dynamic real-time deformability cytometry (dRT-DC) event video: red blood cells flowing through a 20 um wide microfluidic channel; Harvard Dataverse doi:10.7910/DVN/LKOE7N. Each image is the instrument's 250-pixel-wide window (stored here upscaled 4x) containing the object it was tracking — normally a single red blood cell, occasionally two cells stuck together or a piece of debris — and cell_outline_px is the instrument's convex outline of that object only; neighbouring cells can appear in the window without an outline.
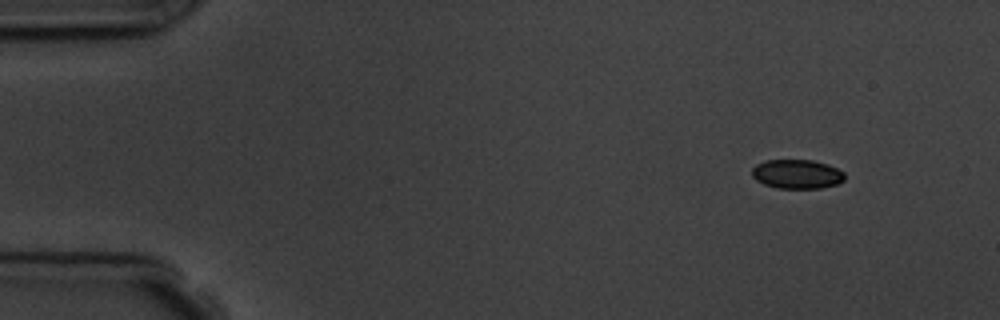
{"species": "common noctule bat (a hibernating species)", "species_latin": "Nyctalus noctula", "temperature_condition": "room temperature", "stored_images_in_passage": 6, "camera_frame_rate_fps": 3000, "um_per_image_px": 0.085, "animal": {"sex": "male", "body_mass_g": 19.5, "forearm_length_mm": 54.6}, "frame": {"image": 1, "passage_image": 2, "time_ms": 1.0, "image_size_px": [1000, 320], "cell_outline_px": [[844, 180], [836, 184], [820, 188], [776, 188], [764, 184], [756, 180], [752, 176], [752, 168], [756, 164], [764, 160], [812, 160], [828, 164], [844, 172]], "centroid_in_image_um": [67.72, 14.79], "position_along_channel_um": 17.3, "area_um2": 15.78}}